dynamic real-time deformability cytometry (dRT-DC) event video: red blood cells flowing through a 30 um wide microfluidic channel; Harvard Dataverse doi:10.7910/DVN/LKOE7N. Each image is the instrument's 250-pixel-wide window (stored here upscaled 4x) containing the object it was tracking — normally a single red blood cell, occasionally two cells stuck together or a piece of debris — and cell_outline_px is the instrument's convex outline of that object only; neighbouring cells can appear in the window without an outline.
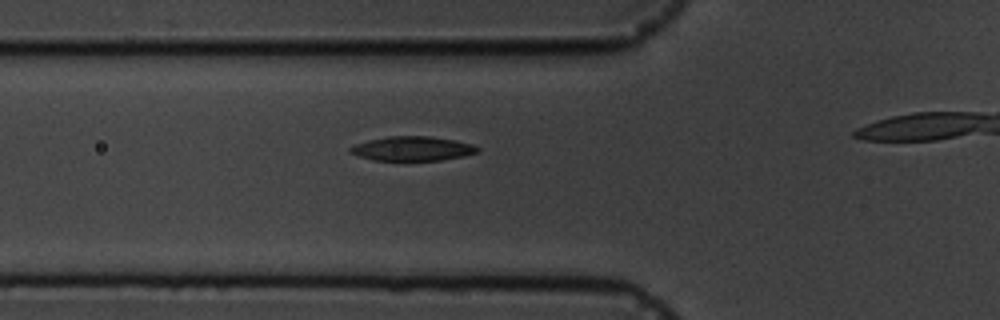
{"species": "common noctule bat (a hibernating species)", "species_latin": "Nyctalus noctula", "temperature_condition": "cold", "stored_images_in_passage": 5, "camera_frame_rate_fps": 3000, "um_per_image_px": 0.085, "animal": {"sex": "male", "body_mass_g": 19.5, "forearm_length_mm": 54.6}, "frame": {"image": 1, "passage_image": 5, "time_ms": 4.667, "image_size_px": [1000, 320], "cell_outline_px": [[480, 152], [464, 156], [440, 160], [372, 160], [348, 152], [348, 148], [356, 144], [368, 140], [388, 136], [428, 136], [456, 140], [472, 144], [480, 148]], "centroid_in_image_um": [35.07, 12.63], "position_along_channel_um": 90.7, "area_um2": 18.09}}